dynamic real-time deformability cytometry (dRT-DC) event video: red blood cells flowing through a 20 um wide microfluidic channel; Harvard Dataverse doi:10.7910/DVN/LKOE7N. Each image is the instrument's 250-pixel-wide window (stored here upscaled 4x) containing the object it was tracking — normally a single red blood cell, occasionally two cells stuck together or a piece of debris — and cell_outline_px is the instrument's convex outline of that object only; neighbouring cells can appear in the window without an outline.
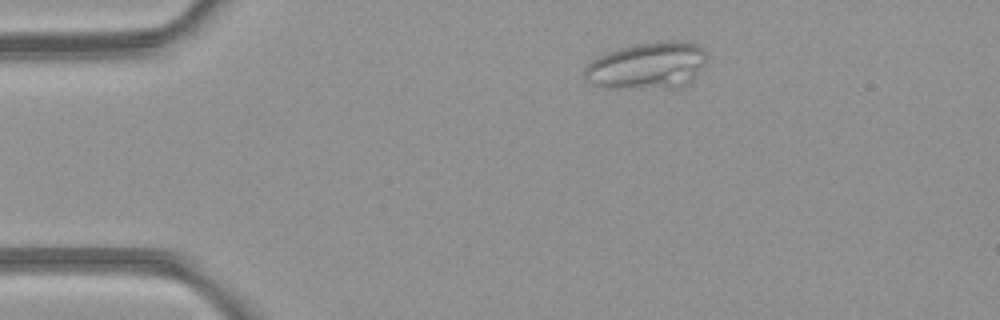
{"species": "common noctule bat (a hibernating species)", "species_latin": "Nyctalus noctula", "temperature_condition": "room temperature", "stored_images_in_passage": 4, "camera_frame_rate_fps": 3000, "um_per_image_px": 0.085, "animal": {"sex": "female", "body_mass_g": 21.9}, "frame": {"image": 1, "passage_image": 4, "time_ms": 3.667, "image_size_px": [1000, 320], "cell_outline_px": [[708, 56], [692, 80], [684, 88], [616, 88], [592, 84], [584, 80], [584, 68], [592, 60], [608, 52], [620, 48], [636, 44], [664, 40], [684, 40], [696, 44], [704, 48]], "centroid_in_image_um": [55.06, 5.58], "position_along_channel_um": 29.9, "area_um2": 33.7}}